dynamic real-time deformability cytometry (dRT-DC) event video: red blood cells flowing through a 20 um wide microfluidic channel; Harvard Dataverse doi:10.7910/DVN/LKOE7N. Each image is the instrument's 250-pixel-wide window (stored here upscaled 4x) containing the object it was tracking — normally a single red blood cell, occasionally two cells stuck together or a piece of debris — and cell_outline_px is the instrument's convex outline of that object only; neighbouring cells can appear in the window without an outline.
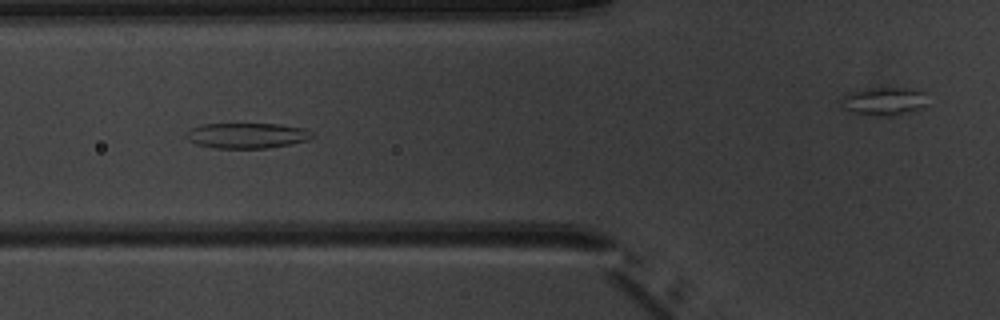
{"species": "common noctule bat (a hibernating species)", "species_latin": "Nyctalus noctula", "temperature_condition": "warm", "stored_images_in_passage": 7, "camera_frame_rate_fps": 3000, "um_per_image_px": 0.085, "animal": {"sex": "male", "body_mass_g": 20.1, "forearm_length_mm": 53.5}, "frame": {"image": 1, "passage_image": 5, "time_ms": 4.667, "image_size_px": [1000, 320], "cell_outline_px": [[316, 136], [308, 140], [292, 144], [268, 148], [216, 148], [196, 144], [188, 140], [184, 136], [192, 128], [204, 124], [280, 124], [304, 128], [312, 132]], "centroid_in_image_um": [21.04, 11.52], "position_along_channel_um": 104.8, "area_um2": 18.73}}
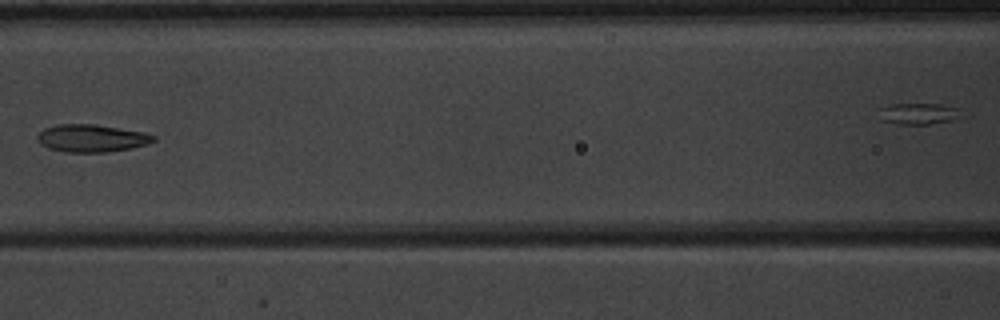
{"frame": {"image": 2, "passage_image": 6, "time_ms": 6.0, "image_size_px": [1000, 320], "cell_outline_px": [[156, 140], [148, 144], [108, 152], [64, 152], [48, 148], [40, 144], [36, 140], [36, 136], [44, 128], [56, 124], [96, 124], [144, 132], [156, 136]], "centroid_in_image_um": [7.76, 11.74], "position_along_channel_um": 158.8, "area_um2": 18.79}}